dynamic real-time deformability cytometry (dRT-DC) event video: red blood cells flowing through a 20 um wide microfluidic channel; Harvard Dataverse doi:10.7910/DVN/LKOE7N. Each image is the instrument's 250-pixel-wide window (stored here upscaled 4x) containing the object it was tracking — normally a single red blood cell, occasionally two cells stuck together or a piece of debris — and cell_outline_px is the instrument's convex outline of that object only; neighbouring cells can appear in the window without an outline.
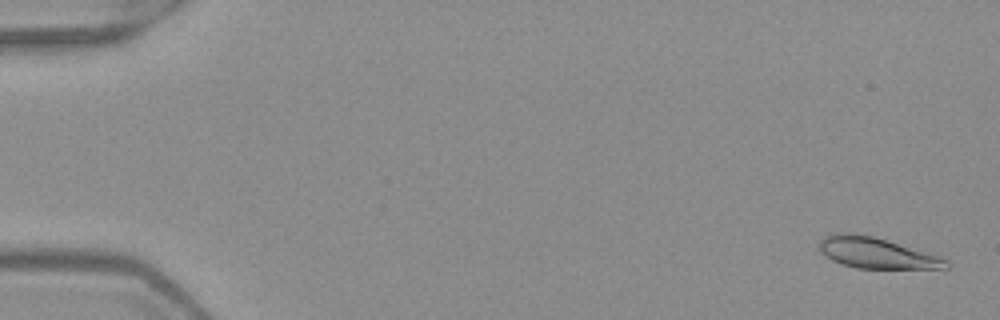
{"species": "Egyptian fruit bat (a non-hibernating species)", "species_latin": "Rousettus aegyptiacus", "temperature_condition": "warm", "stored_images_in_passage": 52, "camera_frame_rate_fps": 3000, "um_per_image_px": 0.085, "frame": {"image": 1, "passage_image": 2, "time_ms": 0.333, "image_size_px": [1000, 320], "cell_outline_px": [[948, 268], [856, 268], [840, 264], [824, 256], [820, 252], [820, 240], [824, 236], [836, 232], [852, 232], [872, 236], [940, 256], [948, 260]], "centroid_in_image_um": [74.44, 21.49], "position_along_channel_um": 10.6, "area_um2": 22.72}}
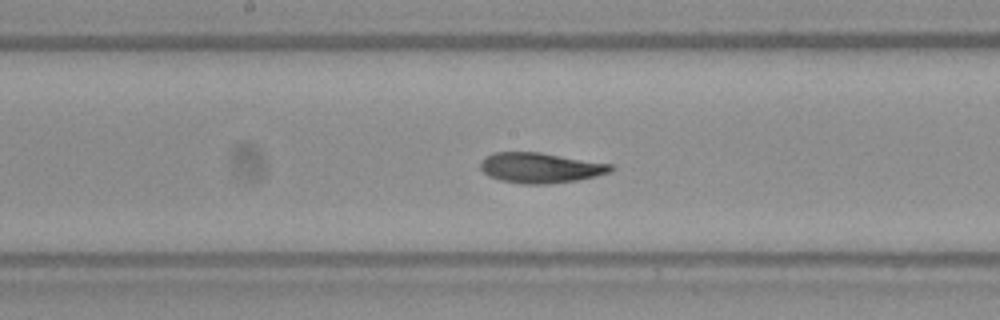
{"frame": {"image": 2, "passage_image": 28, "time_ms": 9.0, "image_size_px": [1000, 320], "cell_outline_px": [[616, 168], [612, 172], [596, 176], [576, 180], [548, 184], [524, 184], [500, 180], [488, 176], [480, 168], [480, 160], [484, 156], [492, 152], [540, 152], [612, 164]], "centroid_in_image_um": [45.92, 14.25], "position_along_channel_um": 202.3, "area_um2": 23.24}}
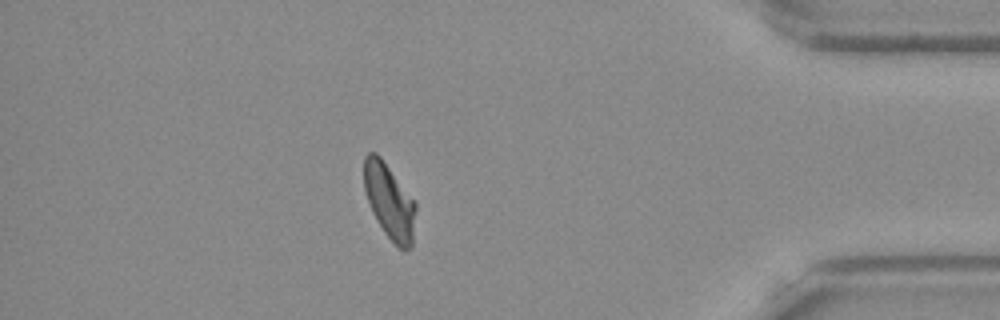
{"frame": {"image": 3, "passage_image": 46, "time_ms": 15.0, "image_size_px": [1000, 320], "cell_outline_px": [[416, 208], [412, 248], [404, 252], [396, 248], [384, 232], [376, 220], [372, 212], [364, 188], [364, 156], [368, 152], [376, 152], [380, 156], [416, 204]], "centroid_in_image_um": [33.1, 17.18], "position_along_channel_um": 402.1, "area_um2": 22.66}, "authors_computed_cell_mechanics": {"area_um2": 22.8888, "velocity_mm_per_s": 3.957, "shape_relaxation_time_tau1_ms": null, "shape_relaxation_time_tau2_ms": 6.5539, "deformation_change_tau1": null, "deformation_change_tau2": 0.1231}}